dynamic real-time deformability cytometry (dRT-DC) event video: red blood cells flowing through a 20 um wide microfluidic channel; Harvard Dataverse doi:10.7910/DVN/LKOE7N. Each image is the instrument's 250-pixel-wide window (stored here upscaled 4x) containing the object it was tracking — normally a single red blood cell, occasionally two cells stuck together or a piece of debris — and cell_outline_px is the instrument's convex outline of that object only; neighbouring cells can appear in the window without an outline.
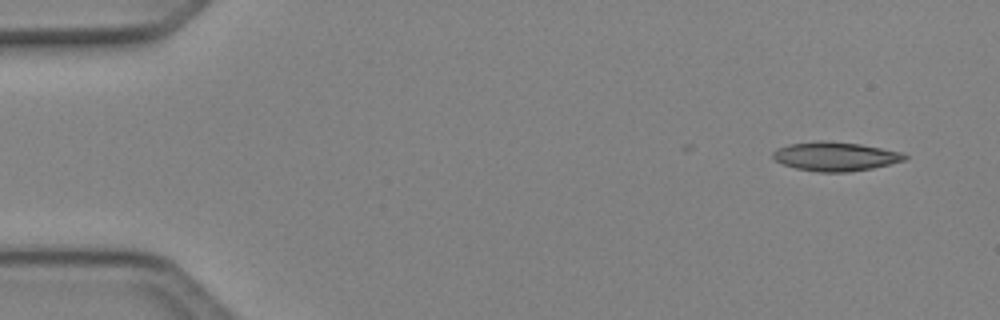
{"species": "Egyptian fruit bat (a non-hibernating species)", "species_latin": "Rousettus aegyptiacus", "temperature_condition": "cold", "stored_images_in_passage": 4, "camera_frame_rate_fps": 3000, "um_per_image_px": 0.085, "animal": {"sex": "female"}, "frame": {"image": 1, "passage_image": 1, "time_ms": 0.0, "image_size_px": [1000, 320], "cell_outline_px": [[908, 156], [904, 160], [872, 168], [848, 172], [820, 172], [796, 168], [784, 164], [776, 160], [772, 156], [772, 152], [776, 148], [788, 144], [816, 140], [820, 140], [860, 144], [900, 152]], "centroid_in_image_um": [70.95, 13.28], "position_along_channel_um": 14.1, "area_um2": 22.08}}